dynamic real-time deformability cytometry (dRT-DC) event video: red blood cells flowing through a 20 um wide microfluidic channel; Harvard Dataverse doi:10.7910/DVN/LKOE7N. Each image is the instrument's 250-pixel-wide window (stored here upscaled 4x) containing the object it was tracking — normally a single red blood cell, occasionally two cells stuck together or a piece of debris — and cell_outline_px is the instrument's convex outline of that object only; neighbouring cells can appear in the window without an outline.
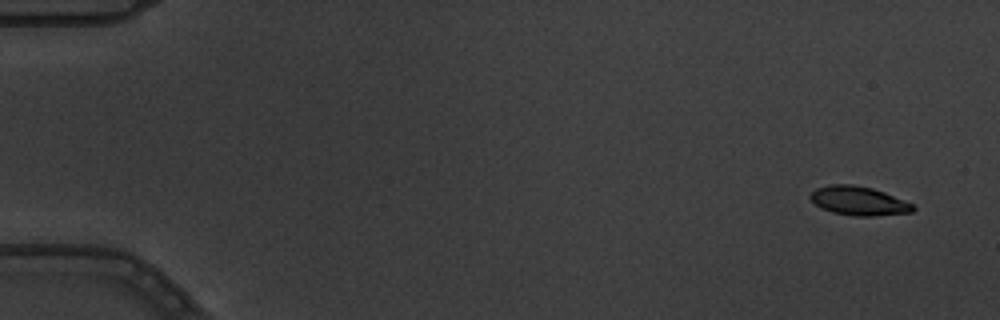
{"species": "common noctule bat (a hibernating species)", "species_latin": "Nyctalus noctula", "temperature_condition": "warm", "stored_images_in_passage": 10, "camera_frame_rate_fps": 3000, "um_per_image_px": 0.085, "animal": {"sex": "male", "body_mass_g": 19.5, "forearm_length_mm": 54.6}, "frame": {"image": 1, "passage_image": 1, "time_ms": 0.0, "image_size_px": [1000, 320], "cell_outline_px": [[916, 208], [912, 212], [872, 216], [852, 216], [832, 212], [820, 208], [808, 196], [816, 188], [828, 184], [852, 184], [872, 188], [884, 192], [904, 200], [912, 204]], "centroid_in_image_um": [72.96, 17.07], "position_along_channel_um": 12.0, "area_um2": 17.34}}
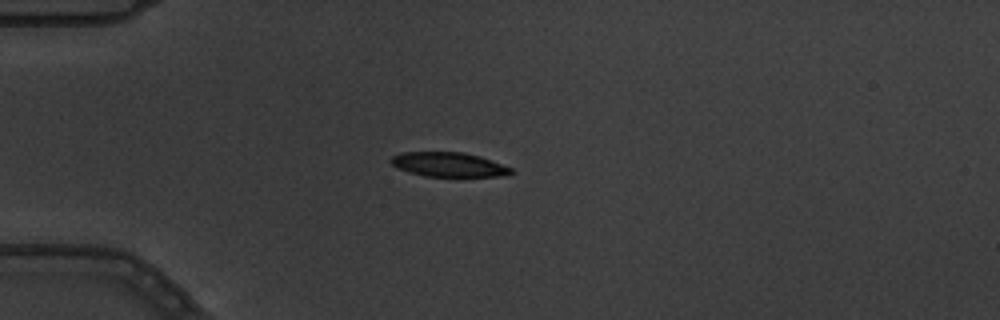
{"frame": {"image": 2, "passage_image": 4, "time_ms": 1.0, "image_size_px": [1000, 320], "cell_outline_px": [[516, 172], [504, 176], [424, 176], [408, 172], [396, 168], [388, 160], [392, 156], [400, 152], [464, 152], [480, 156], [512, 168]], "centroid_in_image_um": [38.11, 13.98], "position_along_channel_um": 46.9, "area_um2": 17.22}}
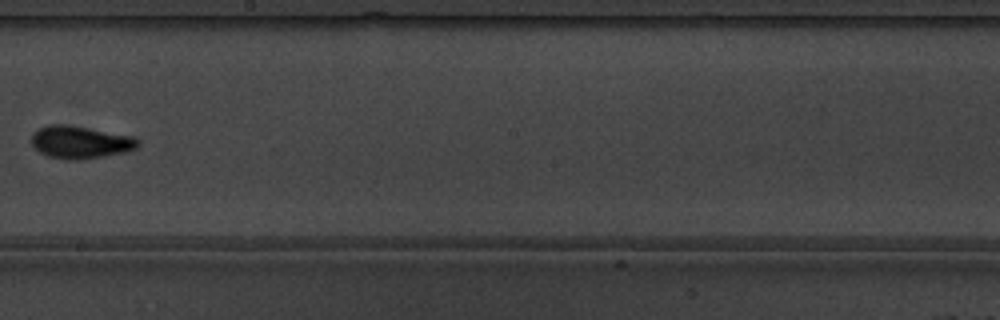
{"frame": {"image": 3, "passage_image": 9, "time_ms": 2.667, "image_size_px": [1000, 320], "cell_outline_px": [[140, 144], [136, 148], [124, 152], [104, 156], [76, 160], [68, 160], [48, 156], [40, 152], [32, 144], [32, 132], [48, 124], [64, 124], [136, 136], [140, 140]], "centroid_in_image_um": [6.85, 12.08], "position_along_channel_um": 241.3, "area_um2": 20.23}}